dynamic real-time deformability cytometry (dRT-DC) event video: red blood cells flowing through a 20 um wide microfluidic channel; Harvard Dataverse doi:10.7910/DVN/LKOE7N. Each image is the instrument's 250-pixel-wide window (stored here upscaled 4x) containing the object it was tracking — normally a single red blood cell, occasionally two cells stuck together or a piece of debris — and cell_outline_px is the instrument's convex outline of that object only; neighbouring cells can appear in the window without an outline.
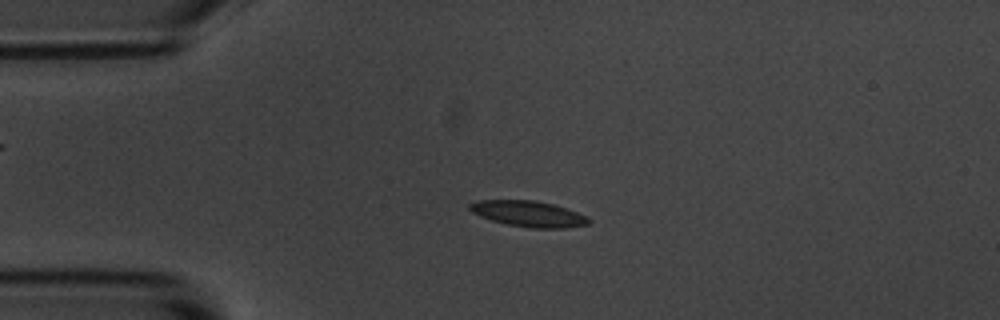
{"species": "common noctule bat (a hibernating species)", "species_latin": "Nyctalus noctula", "temperature_condition": "room temperature", "stored_images_in_passage": 47, "camera_frame_rate_fps": 3000, "um_per_image_px": 0.085, "animal": {"sex": "male", "body_mass_g": 20.1, "forearm_length_mm": 53.5}, "frame": {"image": 1, "passage_image": 5, "time_ms": 1.333, "image_size_px": [1000, 320], "cell_outline_px": [[592, 220], [588, 224], [564, 228], [528, 228], [508, 224], [492, 220], [480, 216], [472, 212], [468, 208], [468, 204], [480, 200], [536, 200], [552, 204], [588, 216]], "centroid_in_image_um": [44.92, 18.17], "position_along_channel_um": 40.1, "area_um2": 17.86}}
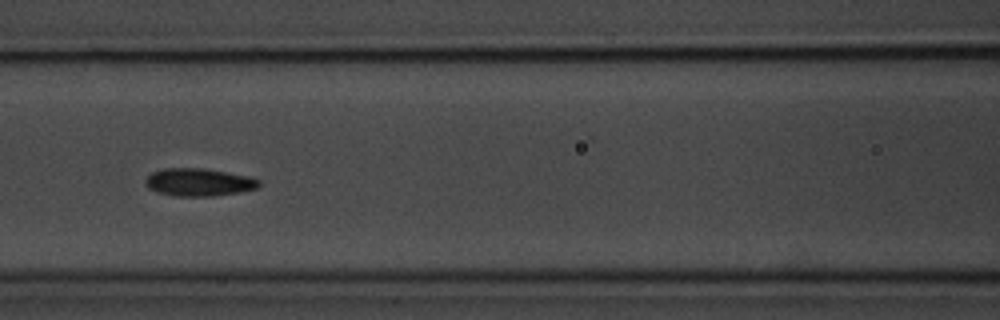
{"frame": {"image": 2, "passage_image": 16, "time_ms": 5.0, "image_size_px": [1000, 320], "cell_outline_px": [[260, 188], [240, 192], [212, 196], [172, 196], [156, 192], [148, 188], [144, 184], [144, 180], [152, 172], [164, 168], [200, 168], [248, 176], [260, 180]], "centroid_in_image_um": [16.87, 15.5], "position_along_channel_um": 149.7, "area_um2": 18.44}}
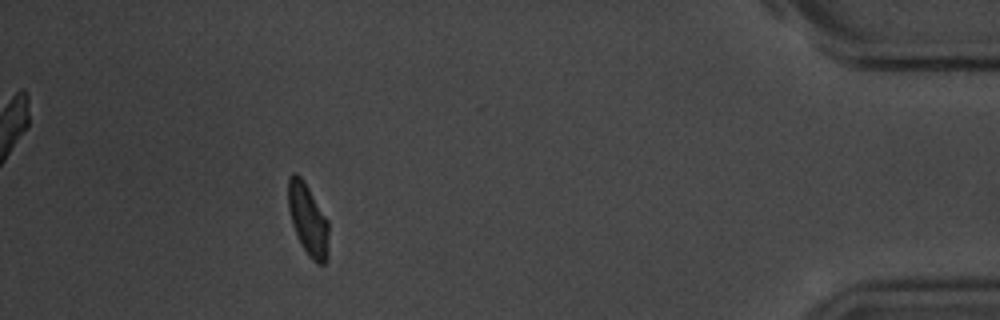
{"frame": {"image": 3, "passage_image": 42, "time_ms": 13.667, "image_size_px": [1000, 320], "cell_outline_px": [[328, 260], [324, 264], [316, 264], [308, 256], [300, 244], [292, 224], [288, 208], [288, 176], [292, 172], [296, 172], [300, 176], [308, 188], [328, 220]], "centroid_in_image_um": [26.17, 18.7], "position_along_channel_um": 409.0, "area_um2": 17.05}, "authors_computed_cell_mechanics": {"area_um2": 17.4556, "velocity_mm_per_s": 3.6431, "shape_relaxation_time_tau1_ms": 2.6812, "shape_relaxation_time_tau2_ms": 2.0315, "deformation_change_tau1": 0.1015, "deformation_change_tau2": 0.0777}}